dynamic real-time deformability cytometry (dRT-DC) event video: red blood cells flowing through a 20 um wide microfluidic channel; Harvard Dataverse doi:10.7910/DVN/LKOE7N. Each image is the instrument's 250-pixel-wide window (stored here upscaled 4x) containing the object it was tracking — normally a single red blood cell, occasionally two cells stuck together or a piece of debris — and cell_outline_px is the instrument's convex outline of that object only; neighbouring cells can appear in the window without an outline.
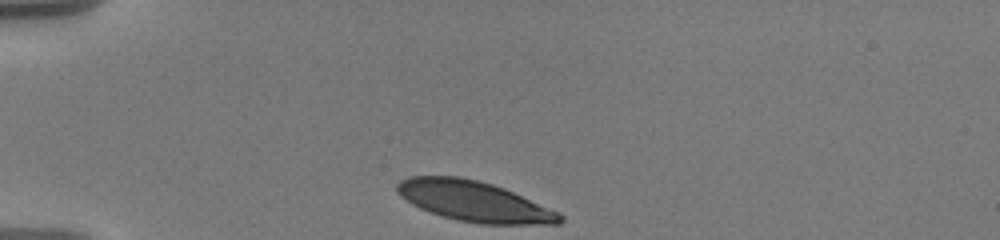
{"species": "human", "species_latin": "Homo sapiens", "temperature_condition": "warm", "stored_images_in_passage": 20, "camera_frame_rate_fps": 3000, "um_per_image_px": 0.085, "donor": {"sex": "male"}, "frame": {"image": 1, "passage_image": 1, "time_ms": 0.0, "image_size_px": [1000, 240], "cell_outline_px": [[564, 220], [560, 224], [480, 224], [460, 220], [444, 216], [420, 208], [412, 204], [400, 196], [396, 192], [396, 184], [400, 180], [408, 176], [460, 176], [492, 184], [504, 188], [560, 212], [564, 216]], "centroid_in_image_um": [40.31, 17.1], "position_along_channel_um": 44.7, "area_um2": 38.26}}
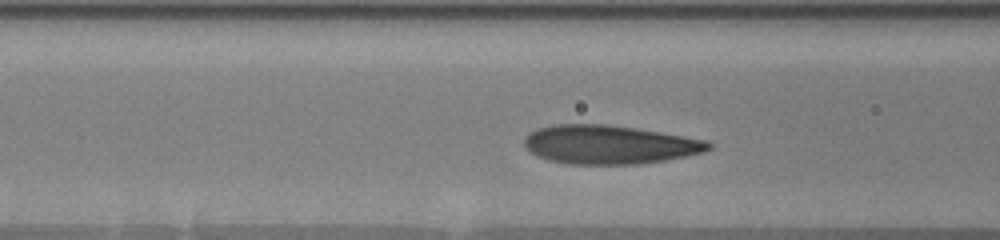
{"frame": {"image": 2, "passage_image": 8, "time_ms": 3.0, "image_size_px": [1000, 240], "cell_outline_px": [[712, 148], [704, 152], [664, 160], [640, 164], [568, 164], [548, 160], [536, 156], [528, 152], [524, 148], [524, 140], [528, 132], [536, 128], [552, 124], [608, 124], [636, 128], [708, 140], [712, 144]], "centroid_in_image_um": [51.74, 12.28], "position_along_channel_um": 114.9, "area_um2": 42.02}}
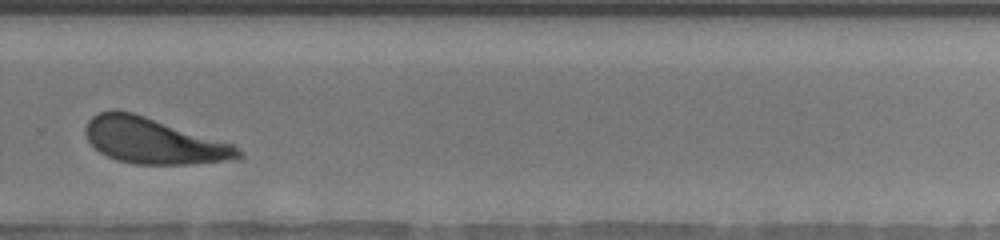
{"frame": {"image": 3, "passage_image": 18, "time_ms": 8.667, "image_size_px": [1000, 240], "cell_outline_px": [[244, 156], [240, 160], [188, 164], [132, 164], [116, 160], [100, 152], [88, 140], [84, 132], [84, 128], [88, 120], [92, 116], [100, 112], [132, 112], [232, 144], [244, 152]], "centroid_in_image_um": [13.09, 12.01], "position_along_channel_um": 316.7, "area_um2": 40.34}, "authors_computed_cell_mechanics": {"area_um2": 41.2403, "velocity_mm_per_s": 3.5692, "shape_relaxation_time_tau1_ms": 1.7619, "shape_relaxation_time_tau2_ms": null, "deformation_change_tau1": 0.0911, "deformation_change_tau2": null}}